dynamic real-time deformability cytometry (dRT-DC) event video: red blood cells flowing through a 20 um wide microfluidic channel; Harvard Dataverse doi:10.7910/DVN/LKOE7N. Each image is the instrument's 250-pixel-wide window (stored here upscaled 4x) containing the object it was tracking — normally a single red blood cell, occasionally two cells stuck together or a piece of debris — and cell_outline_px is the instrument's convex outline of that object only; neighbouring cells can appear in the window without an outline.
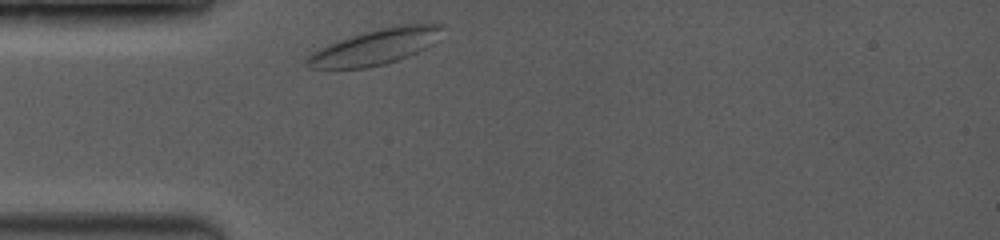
{"species": "common noctule bat (a hibernating species)", "species_latin": "Nyctalus noctula", "temperature_condition": "room temperature", "stored_images_in_passage": 36, "camera_frame_rate_fps": 3500, "um_per_image_px": 0.085, "animal": {"sex": "female", "body_mass_g": 19.0, "forearm_length_mm": 53.3}, "frame": {"image": 1, "passage_image": 1, "time_ms": 0.0, "image_size_px": [1000, 240], "cell_outline_px": [[444, 24], [432, 44], [408, 56], [384, 64], [364, 68], [308, 68], [304, 64], [304, 60], [312, 52], [328, 44], [364, 32], [380, 28], [404, 24]], "centroid_in_image_um": [31.83, 3.99], "position_along_channel_um": 53.2, "area_um2": 27.4}}
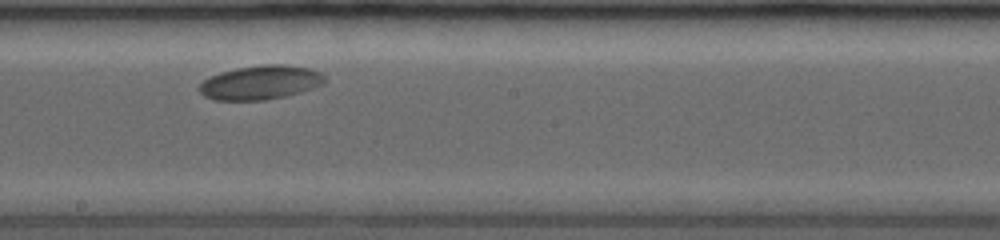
{"frame": {"image": 2, "passage_image": 18, "time_ms": 4.857, "image_size_px": [1000, 240], "cell_outline_px": [[328, 80], [324, 84], [300, 92], [268, 100], [216, 100], [204, 96], [200, 92], [200, 84], [204, 80], [220, 72], [236, 68], [260, 64], [284, 64], [308, 68], [324, 76]], "centroid_in_image_um": [22.14, 7.01], "position_along_channel_um": 226.1, "area_um2": 24.8}}
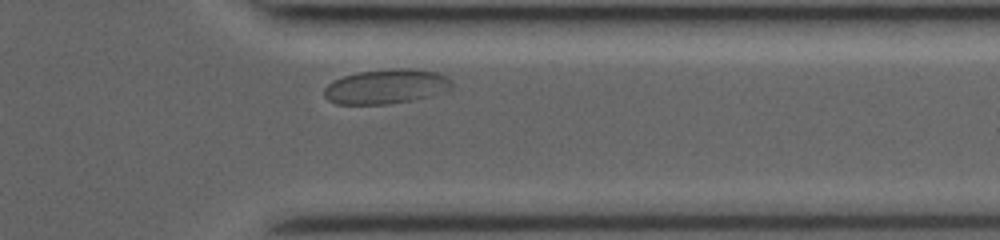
{"frame": {"image": 3, "passage_image": 32, "time_ms": 8.857, "image_size_px": [1000, 240], "cell_outline_px": [[452, 88], [448, 92], [388, 104], [336, 104], [328, 100], [324, 96], [324, 88], [332, 80], [356, 72], [392, 68], [412, 68], [436, 72], [452, 80]], "centroid_in_image_um": [32.82, 7.34], "position_along_channel_um": 378.6, "area_um2": 25.89}, "authors_computed_cell_mechanics": {"area_um2": 25.1141, "velocity_mm_per_s": 3.737, "shape_relaxation_time_tau1_ms": 5.1014, "shape_relaxation_time_tau2_ms": null, "deformation_change_tau1": 0.1008, "deformation_change_tau2": null}}